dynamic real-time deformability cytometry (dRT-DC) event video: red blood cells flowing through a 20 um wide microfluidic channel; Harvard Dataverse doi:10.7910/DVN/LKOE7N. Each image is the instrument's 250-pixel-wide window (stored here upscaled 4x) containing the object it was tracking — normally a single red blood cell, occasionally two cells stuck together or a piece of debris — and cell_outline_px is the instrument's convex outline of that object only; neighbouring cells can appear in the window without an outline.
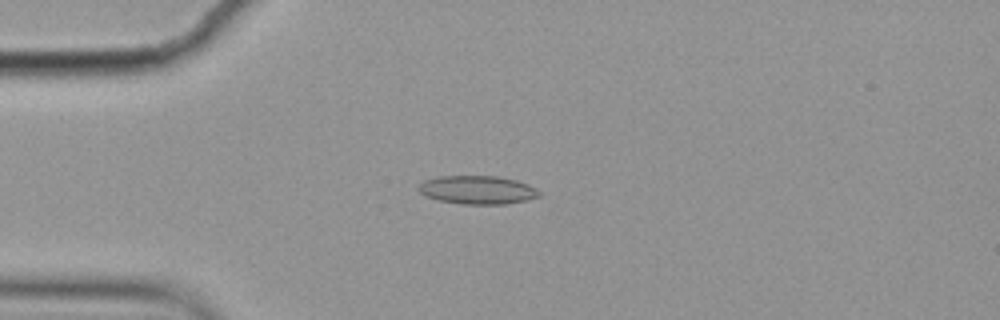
{"species": "common noctule bat (a hibernating species)", "species_latin": "Nyctalus noctula", "temperature_condition": "cold", "stored_images_in_passage": 5, "camera_frame_rate_fps": 3000, "um_per_image_px": 0.085, "animal": {"sex": "female", "body_mass_g": 19.9}, "frame": {"image": 1, "passage_image": 4, "time_ms": 1.0, "image_size_px": [1000, 320], "cell_outline_px": [[540, 196], [528, 200], [504, 204], [460, 204], [440, 200], [424, 196], [416, 188], [424, 180], [440, 176], [496, 176], [516, 180], [528, 184], [536, 188], [540, 192]], "centroid_in_image_um": [40.58, 16.14], "position_along_channel_um": 44.4, "area_um2": 20.06}}